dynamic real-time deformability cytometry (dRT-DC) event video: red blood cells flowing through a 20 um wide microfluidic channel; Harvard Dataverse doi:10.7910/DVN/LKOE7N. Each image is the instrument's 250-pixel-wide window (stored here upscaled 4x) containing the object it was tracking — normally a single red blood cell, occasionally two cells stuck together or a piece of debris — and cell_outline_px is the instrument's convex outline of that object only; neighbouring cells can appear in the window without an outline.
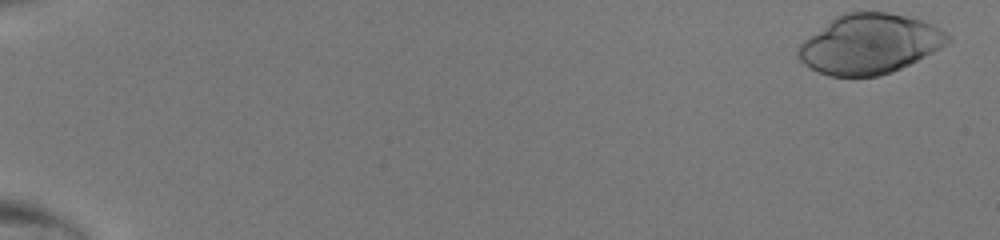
{"species": "human", "species_latin": "Homo sapiens", "temperature_condition": "room temperature", "stored_images_in_passage": 47, "camera_frame_rate_fps": 3000, "um_per_image_px": 0.085, "donor": {"sex": "male"}, "frame": {"image": 1, "passage_image": 1, "time_ms": 0.0, "image_size_px": [1000, 240], "cell_outline_px": [[952, 40], [940, 48], [892, 72], [880, 76], [828, 76], [804, 64], [800, 60], [796, 52], [800, 44], [808, 36], [836, 16], [844, 12], [888, 12], [908, 16], [924, 20], [940, 28], [952, 36]], "centroid_in_image_um": [73.93, 3.72], "position_along_channel_um": 11.1, "area_um2": 51.9}}
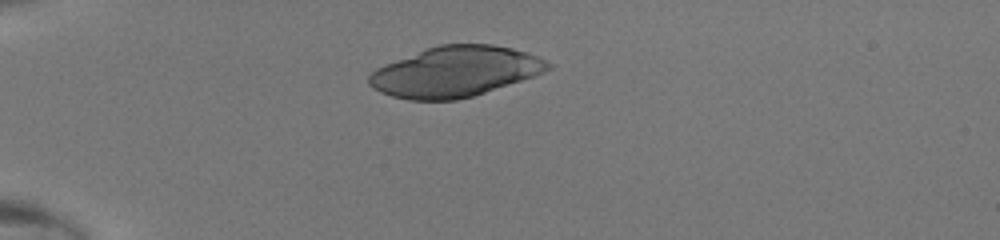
{"frame": {"image": 2, "passage_image": 14, "time_ms": 4.333, "image_size_px": [1000, 240], "cell_outline_px": [[552, 68], [544, 72], [472, 96], [456, 100], [408, 100], [392, 96], [380, 92], [372, 88], [368, 84], [368, 76], [376, 68], [384, 64], [428, 48], [440, 44], [492, 44], [512, 48], [536, 56], [552, 64]], "centroid_in_image_um": [38.65, 6.09], "position_along_channel_um": 46.4, "area_um2": 52.02}}